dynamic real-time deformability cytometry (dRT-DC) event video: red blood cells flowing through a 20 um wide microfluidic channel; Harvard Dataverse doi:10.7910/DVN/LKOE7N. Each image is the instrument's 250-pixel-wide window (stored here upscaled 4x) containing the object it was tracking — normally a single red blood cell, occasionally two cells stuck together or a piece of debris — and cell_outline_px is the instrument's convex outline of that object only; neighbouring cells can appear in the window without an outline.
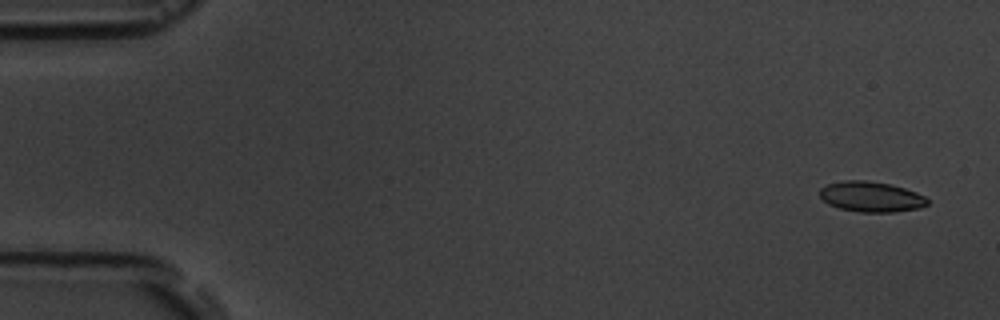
{"species": "common noctule bat (a hibernating species)", "species_latin": "Nyctalus noctula", "temperature_condition": "room temperature", "stored_images_in_passage": 5, "camera_frame_rate_fps": 3000, "um_per_image_px": 0.085, "animal": {"sex": "male", "body_mass_g": 19.5, "forearm_length_mm": 54.6}, "frame": {"image": 1, "passage_image": 1, "time_ms": 0.0, "image_size_px": [1000, 320], "cell_outline_px": [[928, 204], [920, 208], [892, 212], [860, 212], [840, 208], [828, 204], [820, 196], [820, 188], [828, 184], [844, 180], [868, 180], [888, 184], [904, 188], [916, 192], [924, 196], [928, 200]], "centroid_in_image_um": [74.04, 16.72], "position_along_channel_um": 11.0, "area_um2": 18.96}}
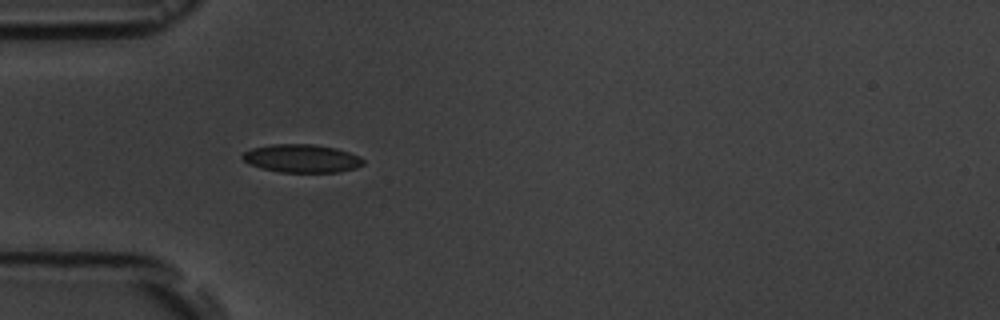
{"frame": {"image": 2, "passage_image": 5, "time_ms": 4.667, "image_size_px": [1000, 320], "cell_outline_px": [[364, 164], [356, 168], [340, 172], [280, 172], [260, 168], [248, 164], [240, 156], [244, 152], [252, 148], [272, 144], [312, 144], [336, 148], [360, 156], [364, 160]], "centroid_in_image_um": [25.64, 13.47], "position_along_channel_um": 59.4, "area_um2": 19.94}}